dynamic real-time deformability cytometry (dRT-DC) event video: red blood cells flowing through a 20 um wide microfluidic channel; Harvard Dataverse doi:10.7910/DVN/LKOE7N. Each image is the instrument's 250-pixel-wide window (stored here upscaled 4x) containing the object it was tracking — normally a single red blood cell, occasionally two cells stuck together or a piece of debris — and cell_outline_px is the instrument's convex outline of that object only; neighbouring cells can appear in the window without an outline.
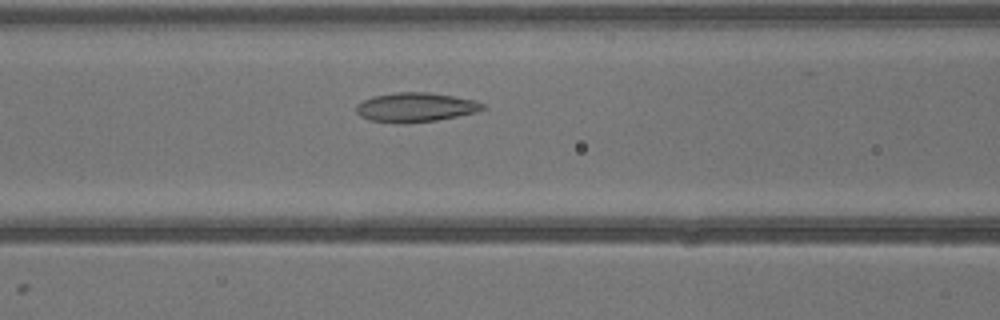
{"species": "common noctule bat (a hibernating species)", "species_latin": "Nyctalus noctula", "temperature_condition": "warm", "stored_images_in_passage": 29, "camera_frame_rate_fps": 3000, "um_per_image_px": 0.085, "animal": {"sex": "male", "body_mass_g": 13.3}, "frame": {"image": 1, "passage_image": 11, "time_ms": 3.333, "image_size_px": [1000, 320], "cell_outline_px": [[488, 108], [476, 112], [436, 120], [404, 124], [400, 124], [368, 120], [360, 116], [356, 112], [356, 104], [372, 96], [396, 92], [428, 92], [452, 96], [472, 100], [484, 104]], "centroid_in_image_um": [35.28, 9.13], "position_along_channel_um": 131.3, "area_um2": 21.68}}
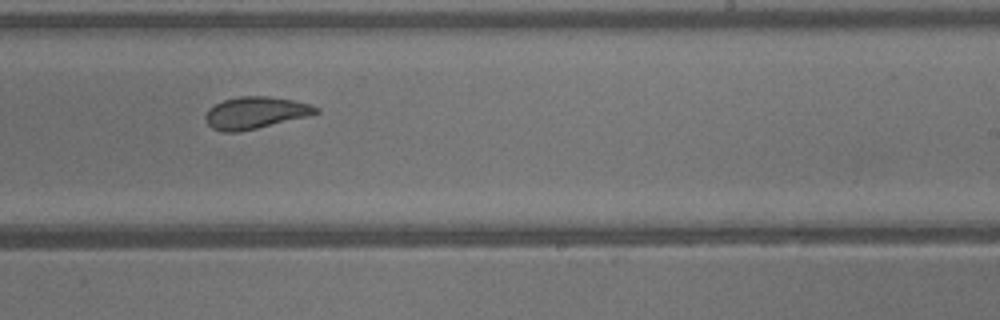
{"frame": {"image": 2, "passage_image": 19, "time_ms": 6.0, "image_size_px": [1000, 320], "cell_outline_px": [[320, 112], [308, 116], [256, 128], [236, 132], [224, 132], [212, 128], [208, 124], [204, 116], [208, 108], [224, 100], [240, 96], [268, 96], [292, 100], [308, 104], [320, 108]], "centroid_in_image_um": [21.69, 9.58], "position_along_channel_um": 267.3, "area_um2": 20.35}}
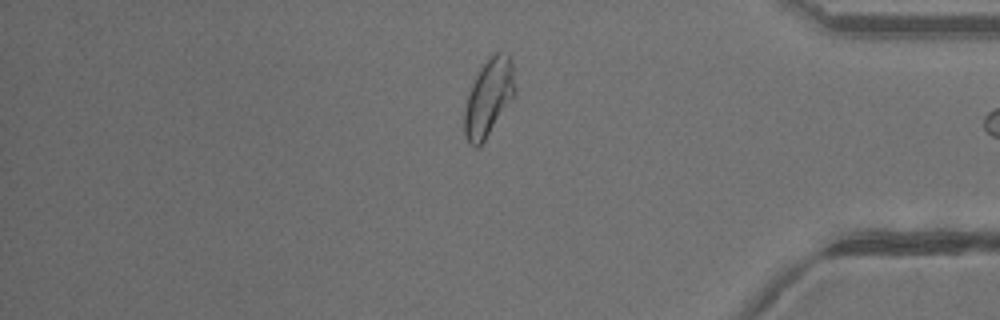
{"frame": {"image": 3, "passage_image": 28, "time_ms": 9.0, "image_size_px": [1000, 320], "cell_outline_px": [[516, 92], [484, 140], [476, 148], [468, 144], [464, 132], [464, 108], [472, 84], [480, 68], [496, 52], [508, 52], [512, 60], [516, 88]], "centroid_in_image_um": [41.54, 8.27], "position_along_channel_um": 393.7, "area_um2": 22.43}}